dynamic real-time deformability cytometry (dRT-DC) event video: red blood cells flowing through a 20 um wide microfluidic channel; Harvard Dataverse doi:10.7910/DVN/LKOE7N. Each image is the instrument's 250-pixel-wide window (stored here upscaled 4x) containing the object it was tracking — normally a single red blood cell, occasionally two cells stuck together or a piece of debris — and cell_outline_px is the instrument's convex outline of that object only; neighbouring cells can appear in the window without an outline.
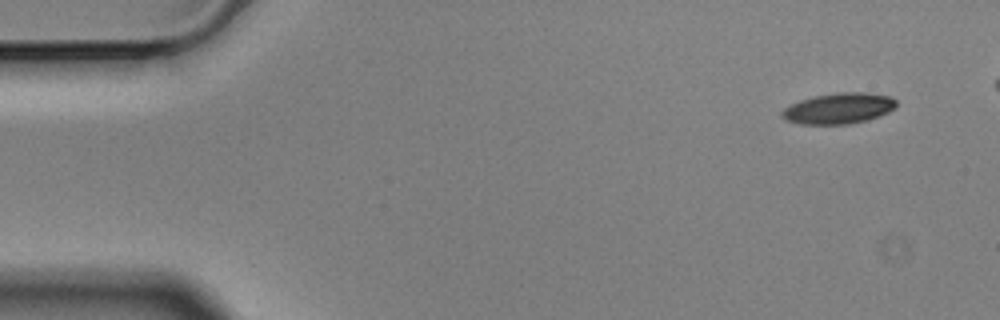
{"species": "Egyptian fruit bat (a non-hibernating species)", "species_latin": "Rousettus aegyptiacus", "temperature_condition": "cold", "stored_images_in_passage": 9, "segment_of_instrument_passage": [1, 2], "camera_frame_rate_fps": 3000, "um_per_image_px": 0.085, "animal": {"sex": "male"}, "frame": {"image": 1, "passage_image": 1, "time_ms": 0.0, "image_size_px": [1000, 320], "cell_outline_px": [[896, 108], [888, 112], [868, 120], [848, 124], [800, 124], [788, 120], [780, 116], [780, 112], [784, 108], [800, 100], [816, 96], [840, 92], [868, 92], [888, 96], [896, 100]], "centroid_in_image_um": [71.3, 9.21], "position_along_channel_um": 13.7, "area_um2": 20.46}}
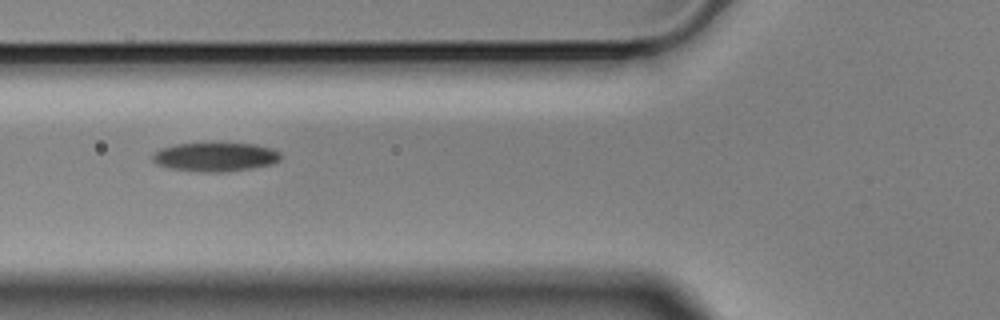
{"frame": {"image": 2, "passage_image": 6, "time_ms": 1.667, "image_size_px": [1000, 320], "cell_outline_px": [[280, 160], [272, 164], [252, 168], [220, 172], [204, 172], [168, 168], [156, 164], [152, 160], [152, 156], [160, 148], [176, 144], [256, 144], [272, 148], [280, 152]], "centroid_in_image_um": [18.3, 13.35], "position_along_channel_um": 107.5, "area_um2": 21.39}}
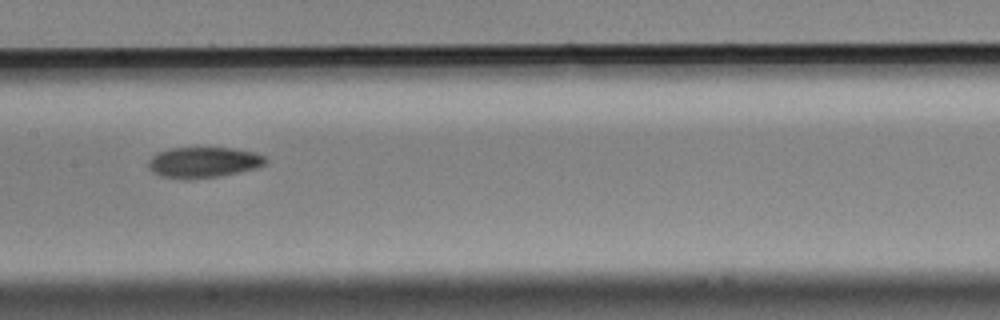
{"frame": {"image": 3, "passage_image": 8, "time_ms": 2.333, "image_size_px": [1000, 320], "cell_outline_px": [[268, 160], [264, 164], [256, 168], [220, 176], [188, 180], [160, 176], [152, 172], [148, 168], [148, 160], [152, 156], [160, 152], [172, 148], [232, 148], [256, 152], [264, 156]], "centroid_in_image_um": [17.29, 13.81], "position_along_channel_um": 190.1, "area_um2": 21.04}}